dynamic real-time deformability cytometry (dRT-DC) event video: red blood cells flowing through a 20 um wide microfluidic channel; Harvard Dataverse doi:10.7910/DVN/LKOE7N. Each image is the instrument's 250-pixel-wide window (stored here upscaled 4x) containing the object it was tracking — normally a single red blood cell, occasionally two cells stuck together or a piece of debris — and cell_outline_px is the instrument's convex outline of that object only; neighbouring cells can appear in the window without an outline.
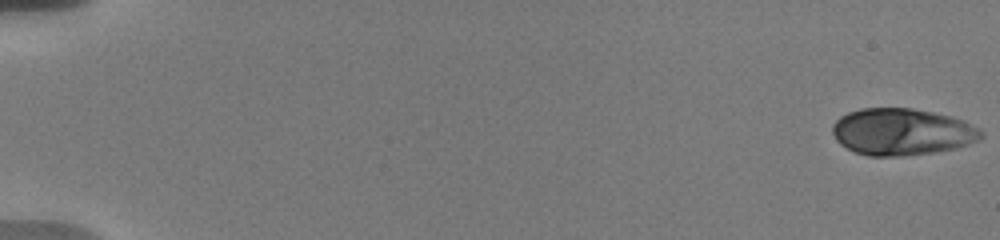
{"species": "human", "species_latin": "Homo sapiens", "temperature_condition": "warm", "stored_images_in_passage": 56, "camera_frame_rate_fps": 3000, "um_per_image_px": 0.085, "donor": {"sex": "male"}, "frame": {"image": 1, "passage_image": 1, "time_ms": 0.0, "image_size_px": [1000, 240], "cell_outline_px": [[984, 136], [980, 140], [956, 148], [932, 152], [904, 156], [868, 156], [856, 152], [840, 144], [836, 140], [832, 132], [832, 124], [840, 116], [848, 112], [860, 108], [912, 108], [952, 116], [964, 120], [980, 128], [984, 132]], "centroid_in_image_um": [76.68, 11.2], "position_along_channel_um": 8.3, "area_um2": 40.86}}
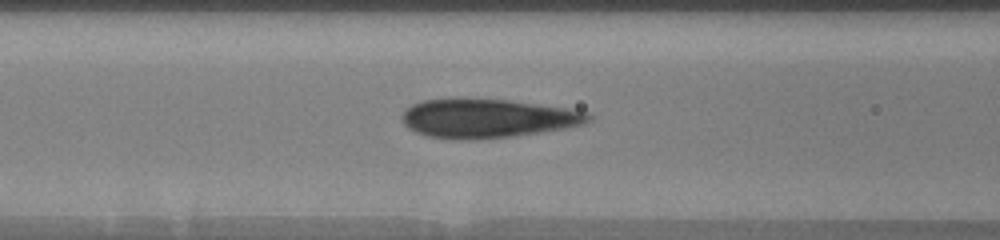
{"frame": {"image": 2, "passage_image": 25, "time_ms": 8.0, "image_size_px": [1000, 240], "cell_outline_px": [[592, 120], [588, 124], [540, 132], [512, 136], [472, 140], [464, 140], [428, 136], [416, 132], [408, 128], [404, 124], [400, 116], [412, 104], [424, 100], [456, 96], [508, 100], [568, 108], [588, 112], [592, 116]], "centroid_in_image_um": [41.43, 10.03], "position_along_channel_um": 125.2, "area_um2": 43.0}}
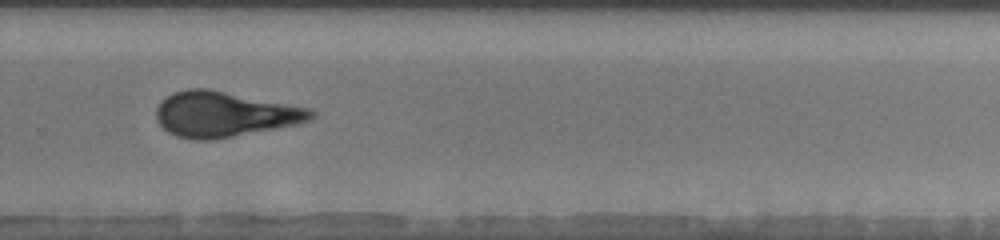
{"frame": {"image": 3, "passage_image": 40, "time_ms": 13.0, "image_size_px": [1000, 240], "cell_outline_px": [[316, 116], [308, 120], [296, 124], [212, 140], [196, 140], [176, 136], [168, 132], [156, 120], [156, 108], [160, 100], [172, 92], [188, 88], [208, 88], [308, 108], [316, 112]], "centroid_in_image_um": [19.01, 9.7], "position_along_channel_um": 310.8, "area_um2": 40.69}, "authors_computed_cell_mechanics": {"area_um2": 40.2866, "velocity_mm_per_s": 3.7183, "shape_relaxation_time_tau1_ms": 5.1704, "shape_relaxation_time_tau2_ms": 1.7307, "deformation_change_tau1": 0.1867, "deformation_change_tau2": 0.063}}